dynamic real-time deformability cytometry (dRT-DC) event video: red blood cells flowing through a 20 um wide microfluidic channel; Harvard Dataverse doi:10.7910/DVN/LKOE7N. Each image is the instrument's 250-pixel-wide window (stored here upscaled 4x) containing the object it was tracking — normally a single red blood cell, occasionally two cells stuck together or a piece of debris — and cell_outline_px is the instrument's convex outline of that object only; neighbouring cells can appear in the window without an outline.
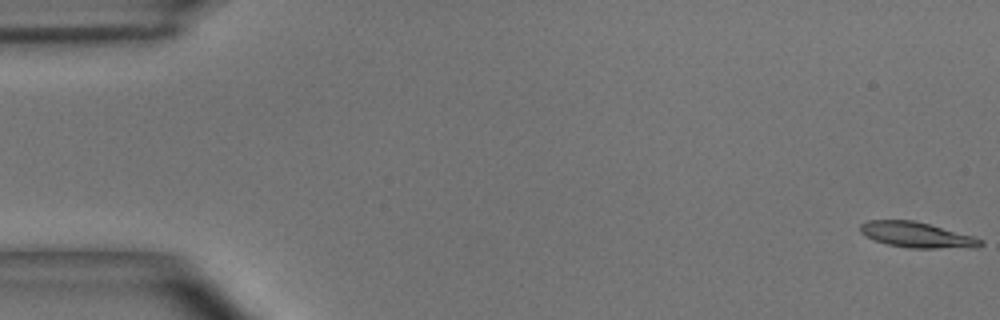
{"species": "common noctule bat (a hibernating species)", "species_latin": "Nyctalus noctula", "temperature_condition": "room temperature", "stored_images_in_passage": 55, "camera_frame_rate_fps": 3000, "um_per_image_px": 0.085, "animal": {"sex": "male", "body_mass_g": 15.6}, "frame": {"image": 1, "passage_image": 1, "time_ms": 0.0, "image_size_px": [1000, 320], "cell_outline_px": [[984, 244], [976, 248], [908, 248], [888, 244], [876, 240], [860, 232], [860, 224], [868, 220], [912, 220], [928, 224], [972, 236], [984, 240]], "centroid_in_image_um": [77.96, 19.97], "position_along_channel_um": 7.0, "area_um2": 17.69}}
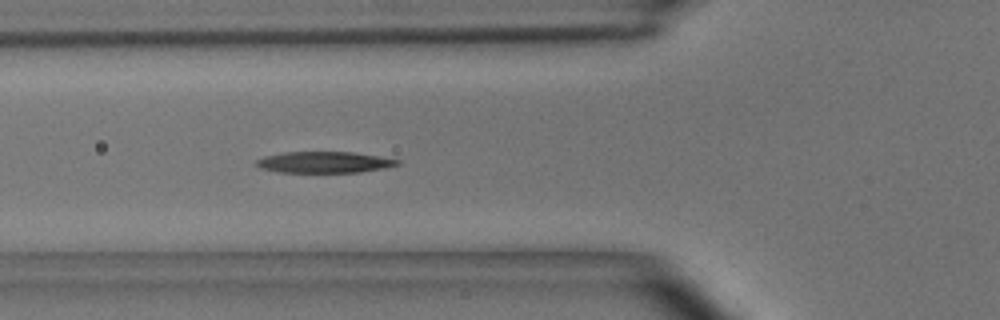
{"frame": {"image": 2, "passage_image": 20, "time_ms": 6.333, "image_size_px": [1000, 320], "cell_outline_px": [[400, 164], [384, 168], [360, 172], [276, 172], [260, 168], [256, 164], [256, 160], [264, 156], [284, 152], [352, 152], [380, 156], [400, 160]], "centroid_in_image_um": [27.56, 13.79], "position_along_channel_um": 98.2, "area_um2": 17.46}}
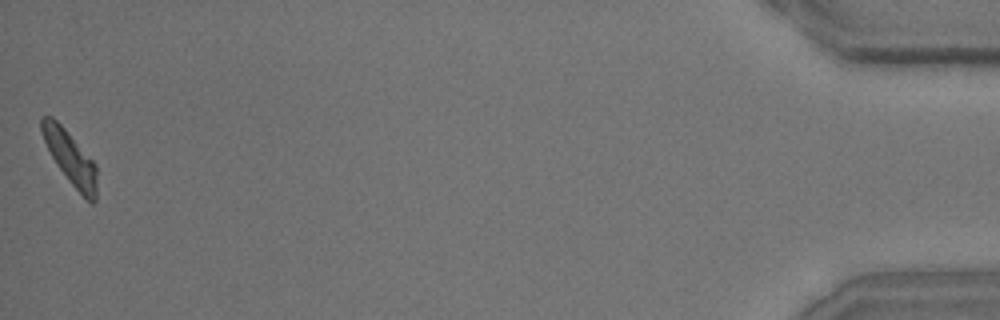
{"frame": {"image": 3, "passage_image": 55, "time_ms": 18.0, "image_size_px": [1000, 320], "cell_outline_px": [[96, 200], [92, 204], [72, 184], [60, 168], [52, 156], [40, 132], [40, 116], [52, 116], [64, 128], [96, 164]], "centroid_in_image_um": [5.95, 13.37], "position_along_channel_um": 429.2, "area_um2": 16.59}, "authors_computed_cell_mechanics": {"area_um2": 18.0336, "velocity_mm_per_s": 3.6402, "shape_relaxation_time_tau1_ms": 7.1923, "shape_relaxation_time_tau2_ms": 6.5961, "deformation_change_tau1": 0.2321, "deformation_change_tau2": 0.1597}}